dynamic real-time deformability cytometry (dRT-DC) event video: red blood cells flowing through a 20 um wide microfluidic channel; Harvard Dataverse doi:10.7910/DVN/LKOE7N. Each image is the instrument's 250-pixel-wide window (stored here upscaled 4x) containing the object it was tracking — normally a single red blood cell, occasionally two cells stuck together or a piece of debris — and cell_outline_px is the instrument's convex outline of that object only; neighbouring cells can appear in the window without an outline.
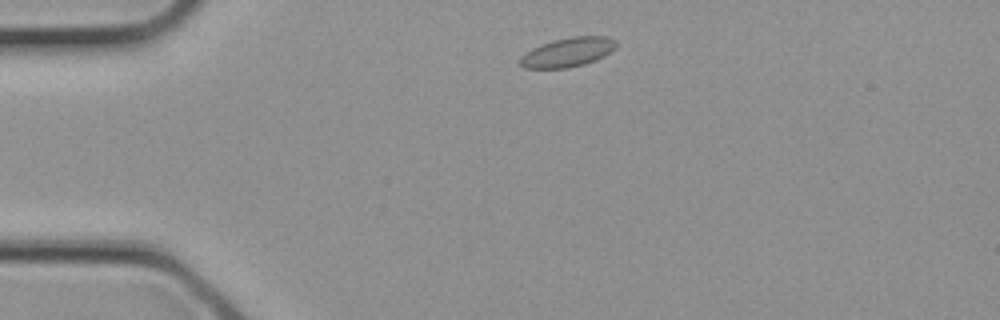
{"species": "common noctule bat (a hibernating species)", "species_latin": "Nyctalus noctula", "temperature_condition": "cold", "stored_images_in_passage": 1, "camera_frame_rate_fps": 3000, "um_per_image_px": 0.085, "animal": {"sex": "female", "body_mass_g": 21.9}, "frame": {"image": 1, "passage_image": 1, "time_ms": 0.0, "image_size_px": [1000, 320], "cell_outline_px": [[616, 48], [612, 52], [596, 60], [584, 64], [568, 68], [524, 68], [520, 64], [520, 56], [532, 48], [540, 44], [552, 40], [572, 36], [608, 36], [616, 40]], "centroid_in_image_um": [48.28, 4.43], "position_along_channel_um": 36.7, "area_um2": 16.59}}